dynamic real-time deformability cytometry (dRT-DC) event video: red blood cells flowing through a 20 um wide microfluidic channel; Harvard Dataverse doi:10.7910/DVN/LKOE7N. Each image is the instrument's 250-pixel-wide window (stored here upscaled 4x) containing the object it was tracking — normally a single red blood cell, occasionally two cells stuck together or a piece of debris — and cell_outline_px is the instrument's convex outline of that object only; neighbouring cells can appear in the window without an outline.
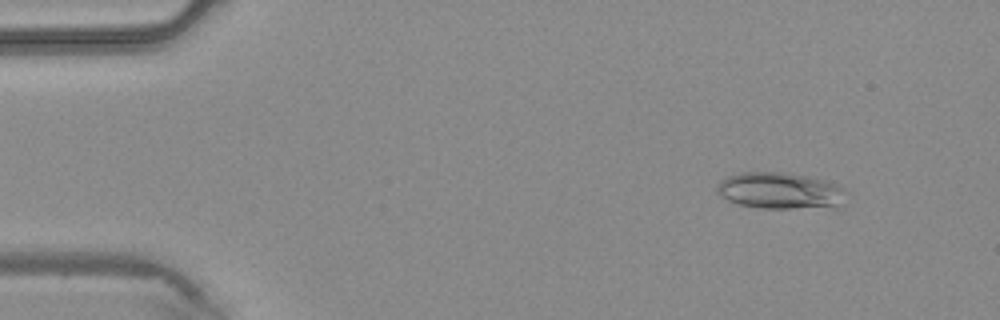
{"species": "common noctule bat (a hibernating species)", "species_latin": "Nyctalus noctula", "temperature_condition": "warm", "stored_images_in_passage": 43, "camera_frame_rate_fps": 3000, "um_per_image_px": 0.085, "animal": {"sex": "male", "body_mass_g": 20.4}, "frame": {"image": 1, "passage_image": 5, "time_ms": 1.333, "image_size_px": [1000, 320], "cell_outline_px": [[848, 192], [844, 204], [840, 208], [760, 208], [740, 204], [728, 200], [720, 196], [716, 192], [716, 188], [720, 180], [728, 176], [740, 172], [780, 172], [828, 180], [844, 188]], "centroid_in_image_um": [66.39, 16.23], "position_along_channel_um": 18.6, "area_um2": 28.03}}
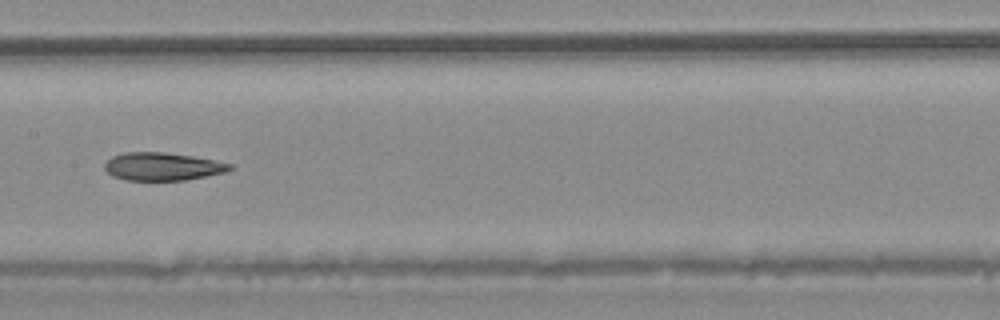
{"frame": {"image": 2, "passage_image": 22, "time_ms": 7.0, "image_size_px": [1000, 320], "cell_outline_px": [[232, 168], [224, 172], [184, 180], [124, 180], [112, 176], [104, 168], [104, 164], [112, 156], [124, 152], [164, 152], [192, 156], [232, 164]], "centroid_in_image_um": [13.75, 14.15], "position_along_channel_um": 193.6, "area_um2": 20.17}}
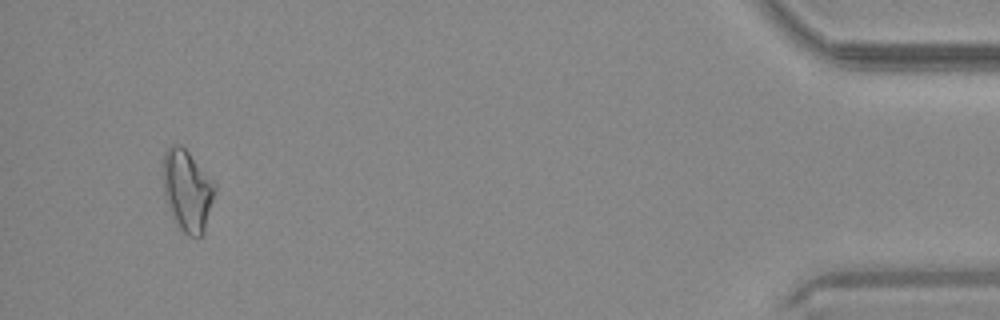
{"frame": {"image": 3, "passage_image": 41, "time_ms": 13.333, "image_size_px": [1000, 320], "cell_outline_px": [[216, 188], [204, 232], [200, 236], [188, 236], [172, 220], [164, 192], [164, 152], [172, 144], [180, 144], [188, 152], [216, 184]], "centroid_in_image_um": [15.92, 16.21], "position_along_channel_um": 419.3, "area_um2": 24.28}}